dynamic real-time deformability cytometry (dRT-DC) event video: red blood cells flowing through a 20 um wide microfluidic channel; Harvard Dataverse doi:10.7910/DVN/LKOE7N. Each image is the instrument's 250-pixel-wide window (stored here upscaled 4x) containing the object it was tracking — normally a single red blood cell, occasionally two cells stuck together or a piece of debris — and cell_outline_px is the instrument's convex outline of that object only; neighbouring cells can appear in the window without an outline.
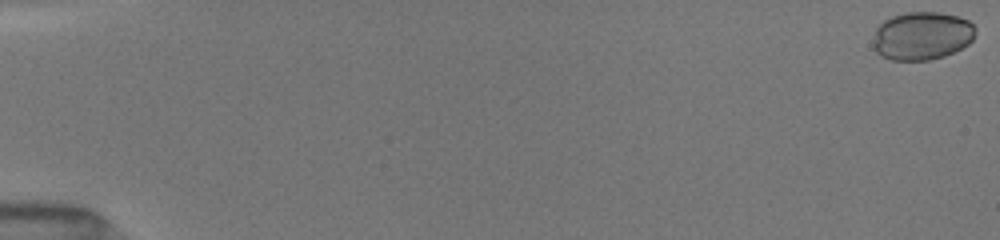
{"species": "common noctule bat (a hibernating species)", "species_latin": "Nyctalus noctula", "temperature_condition": "room temperature", "stored_images_in_passage": 52, "camera_frame_rate_fps": 3000, "um_per_image_px": 0.085, "animal": {"sex": "female", "body_mass_g": 19.5, "forearm_length_mm": 54.1}, "frame": {"image": 1, "passage_image": 1, "time_ms": 0.0, "image_size_px": [1000, 240], "cell_outline_px": [[976, 32], [972, 40], [968, 44], [944, 56], [928, 60], [892, 60], [880, 56], [876, 52], [872, 44], [876, 28], [884, 20], [892, 16], [908, 12], [936, 12], [956, 16], [968, 20], [976, 28]], "centroid_in_image_um": [78.34, 3.05], "position_along_channel_um": 6.7, "area_um2": 28.73}}
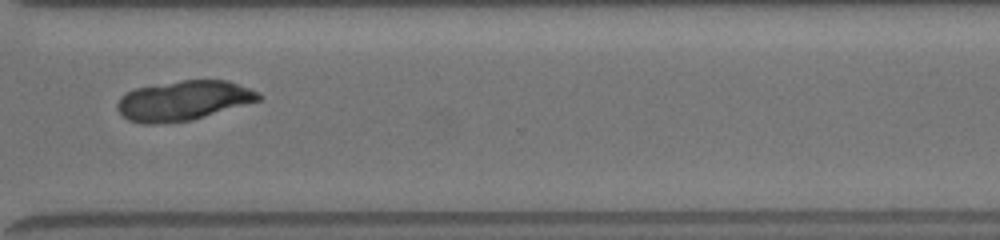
{"frame": {"image": 2, "passage_image": 46, "time_ms": 13.0, "image_size_px": [1000, 240], "cell_outline_px": [[260, 100], [192, 120], [156, 124], [140, 124], [128, 120], [116, 108], [116, 104], [120, 96], [136, 88], [180, 80], [228, 80], [260, 92]], "centroid_in_image_um": [15.57, 8.55], "position_along_channel_um": 355.0, "area_um2": 32.71}}
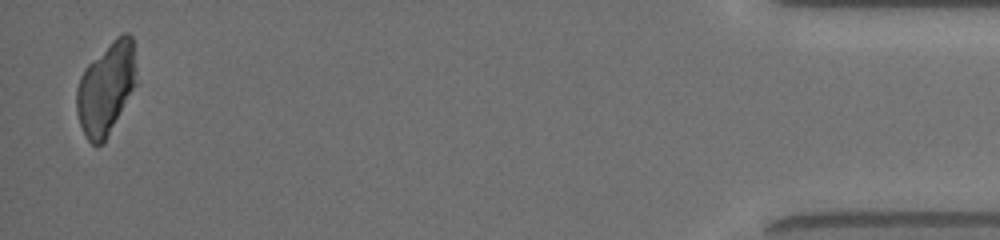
{"frame": {"image": 3, "passage_image": 52, "time_ms": 16.667, "image_size_px": [1000, 240], "cell_outline_px": [[136, 84], [104, 144], [92, 144], [88, 140], [80, 124], [76, 112], [76, 88], [80, 76], [84, 68], [116, 36], [124, 32], [128, 32], [132, 36], [136, 68]], "centroid_in_image_um": [9.01, 7.49], "position_along_channel_um": 426.2, "area_um2": 32.14}}